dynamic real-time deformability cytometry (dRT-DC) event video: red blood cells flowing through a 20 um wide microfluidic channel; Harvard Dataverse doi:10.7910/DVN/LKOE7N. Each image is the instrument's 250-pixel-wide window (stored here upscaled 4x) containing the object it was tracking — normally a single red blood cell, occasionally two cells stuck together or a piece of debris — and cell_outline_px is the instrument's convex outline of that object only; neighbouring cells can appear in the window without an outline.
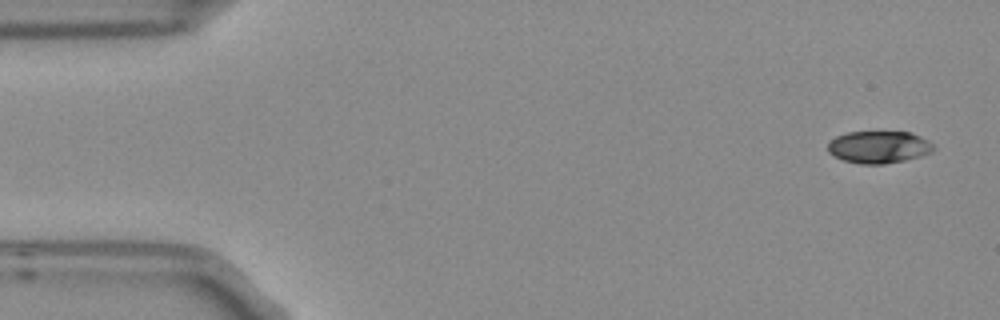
{"species": "Egyptian fruit bat (a non-hibernating species)", "species_latin": "Rousettus aegyptiacus", "temperature_condition": "room temperature", "stored_images_in_passage": 5, "camera_frame_rate_fps": 3000, "um_per_image_px": 0.085, "frame": {"image": 1, "passage_image": 1, "time_ms": 0.0, "image_size_px": [1000, 320], "cell_outline_px": [[936, 148], [932, 152], [920, 156], [904, 160], [884, 164], [860, 164], [844, 160], [832, 156], [828, 152], [828, 144], [836, 136], [848, 132], [912, 132], [928, 140]], "centroid_in_image_um": [74.7, 12.5], "position_along_channel_um": 10.3, "area_um2": 19.88}}
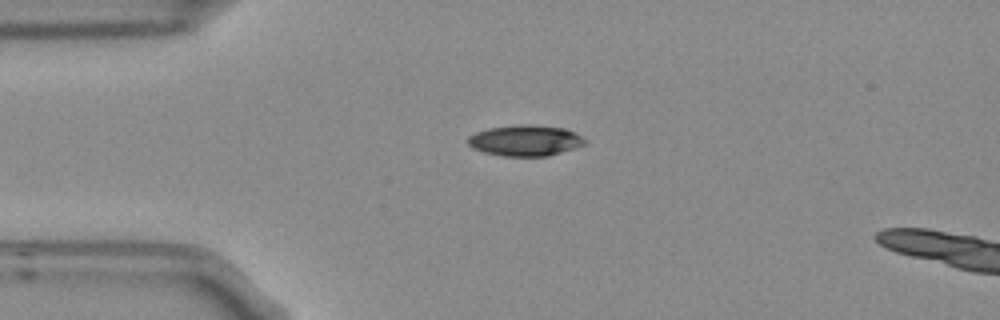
{"frame": {"image": 2, "passage_image": 4, "time_ms": 1.0, "image_size_px": [1000, 320], "cell_outline_px": [[588, 140], [584, 144], [548, 156], [504, 156], [484, 152], [472, 148], [468, 144], [468, 136], [476, 132], [488, 128], [520, 124], [528, 124], [564, 128], [576, 132]], "centroid_in_image_um": [44.64, 11.93], "position_along_channel_um": 40.4, "area_um2": 21.04}}